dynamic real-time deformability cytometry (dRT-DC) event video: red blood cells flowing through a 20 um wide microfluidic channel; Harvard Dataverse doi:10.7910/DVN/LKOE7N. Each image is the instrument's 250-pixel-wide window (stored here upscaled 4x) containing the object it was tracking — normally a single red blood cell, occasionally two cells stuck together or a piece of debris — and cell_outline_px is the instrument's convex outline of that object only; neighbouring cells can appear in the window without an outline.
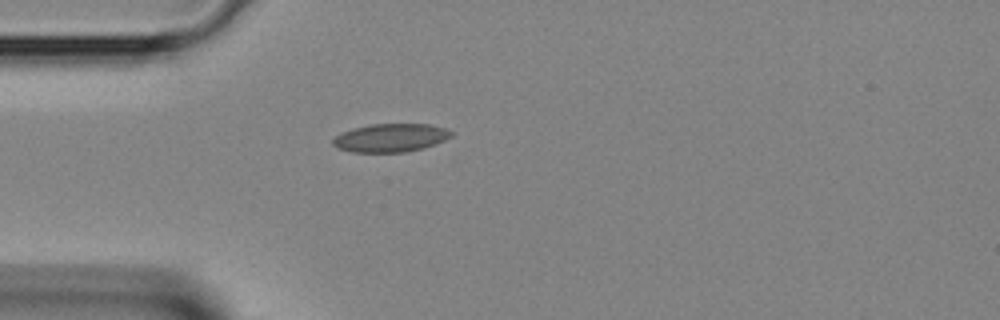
{"species": "Egyptian fruit bat (a non-hibernating species)", "species_latin": "Rousettus aegyptiacus", "temperature_condition": "room temperature", "stored_images_in_passage": 1, "camera_frame_rate_fps": 3000, "um_per_image_px": 0.085, "animal": {"sex": "female"}, "frame": {"image": 1, "passage_image": 1, "time_ms": 0.0, "image_size_px": [1000, 320], "cell_outline_px": [[452, 136], [436, 144], [424, 148], [404, 152], [352, 152], [336, 148], [332, 144], [332, 140], [340, 132], [352, 128], [372, 124], [428, 124], [444, 128], [452, 132]], "centroid_in_image_um": [33.16, 11.71], "position_along_channel_um": 51.8, "area_um2": 19.59}}